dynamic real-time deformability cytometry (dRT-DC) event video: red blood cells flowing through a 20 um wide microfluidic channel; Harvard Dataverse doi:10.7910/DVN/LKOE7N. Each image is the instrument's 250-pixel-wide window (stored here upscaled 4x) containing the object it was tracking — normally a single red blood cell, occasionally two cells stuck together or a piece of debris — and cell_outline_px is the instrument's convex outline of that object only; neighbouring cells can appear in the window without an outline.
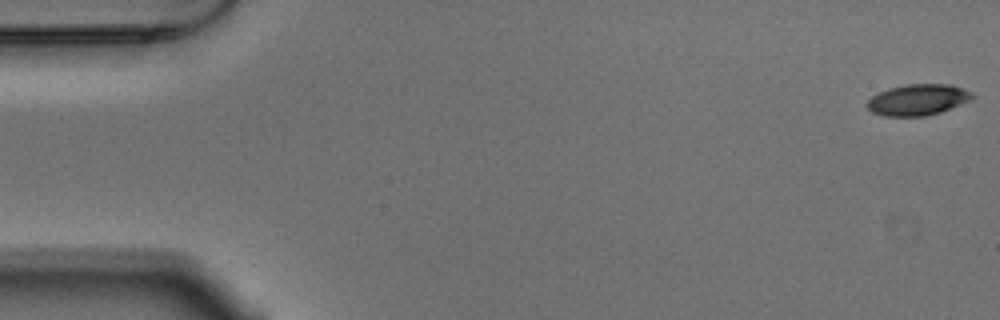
{"species": "Egyptian fruit bat (a non-hibernating species)", "species_latin": "Rousettus aegyptiacus", "temperature_condition": "warm", "stored_images_in_passage": 54, "camera_frame_rate_fps": 3000, "um_per_image_px": 0.085, "animal": {"sex": "male"}, "frame": {"image": 1, "passage_image": 1, "time_ms": 0.0, "image_size_px": [1000, 320], "cell_outline_px": [[972, 96], [968, 100], [960, 104], [940, 112], [924, 116], [884, 116], [872, 112], [868, 108], [868, 100], [872, 96], [888, 88], [908, 84], [948, 84], [972, 92]], "centroid_in_image_um": [77.97, 8.48], "position_along_channel_um": 7.0, "area_um2": 18.67}}
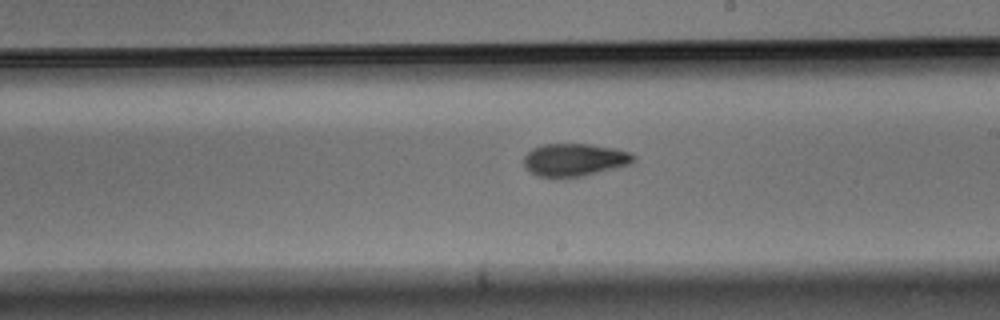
{"frame": {"image": 2, "passage_image": 31, "time_ms": 10.0, "image_size_px": [1000, 320], "cell_outline_px": [[636, 160], [628, 164], [616, 168], [584, 176], [540, 176], [532, 172], [524, 164], [524, 156], [532, 148], [544, 144], [592, 144], [616, 148], [632, 152], [636, 156]], "centroid_in_image_um": [48.9, 13.55], "position_along_channel_um": 240.1, "area_um2": 20.75}}
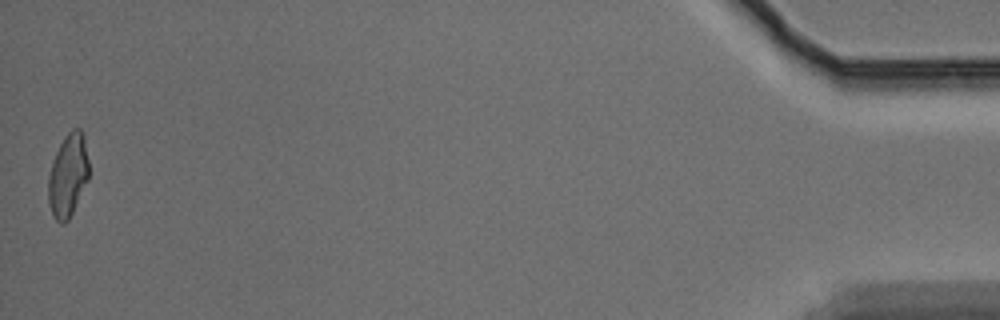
{"frame": {"image": 3, "passage_image": 54, "time_ms": 17.667, "image_size_px": [1000, 320], "cell_outline_px": [[88, 180], [68, 220], [64, 224], [60, 224], [52, 216], [48, 204], [48, 176], [56, 152], [64, 136], [72, 128], [80, 128], [84, 136], [88, 160]], "centroid_in_image_um": [5.76, 14.91], "position_along_channel_um": 429.4, "area_um2": 19.65}, "authors_computed_cell_mechanics": {"area_um2": 20.23, "velocity_mm_per_s": 3.7133, "shape_relaxation_time_tau1_ms": 5.1407, "shape_relaxation_time_tau2_ms": 3.0056, "deformation_change_tau1": 0.1565, "deformation_change_tau2": 0.0962}}